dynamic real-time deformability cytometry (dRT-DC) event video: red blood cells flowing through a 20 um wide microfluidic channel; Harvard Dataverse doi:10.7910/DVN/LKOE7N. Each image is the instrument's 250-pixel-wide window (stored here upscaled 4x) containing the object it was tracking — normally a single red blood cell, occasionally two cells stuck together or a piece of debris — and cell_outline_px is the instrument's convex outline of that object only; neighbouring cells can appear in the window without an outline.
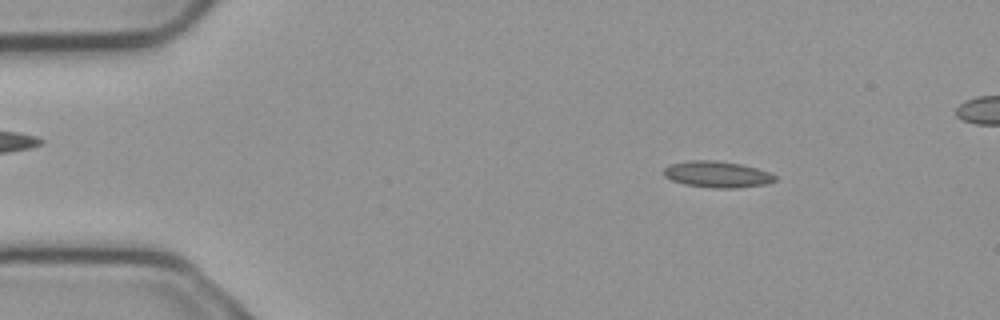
{"species": "common noctule bat (a hibernating species)", "species_latin": "Nyctalus noctula", "temperature_condition": "cold", "stored_images_in_passage": 4, "camera_frame_rate_fps": 3000, "um_per_image_px": 0.085, "animal": {"sex": "male", "body_mass_g": 23.1, "forearm_length_mm": 52.7}, "frame": {"image": 1, "passage_image": 1, "time_ms": 0.0, "image_size_px": [1000, 320], "cell_outline_px": [[776, 180], [764, 184], [736, 188], [712, 188], [684, 184], [672, 180], [664, 176], [664, 168], [672, 164], [692, 160], [716, 160], [740, 164], [756, 168], [768, 172], [776, 176]], "centroid_in_image_um": [60.95, 14.82], "position_along_channel_um": 24.1, "area_um2": 16.88}}